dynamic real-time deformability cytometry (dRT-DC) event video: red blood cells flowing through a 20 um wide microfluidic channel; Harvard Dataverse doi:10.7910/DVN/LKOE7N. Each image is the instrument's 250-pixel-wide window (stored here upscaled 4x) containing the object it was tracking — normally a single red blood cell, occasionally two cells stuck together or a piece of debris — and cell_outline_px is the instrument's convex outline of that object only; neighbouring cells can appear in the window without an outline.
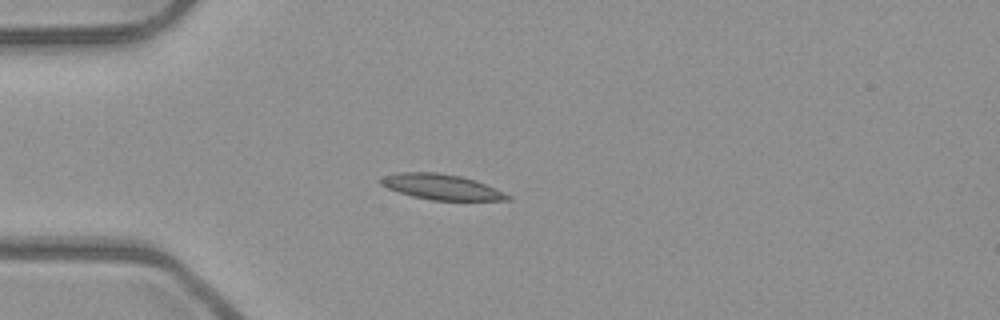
{"species": "common noctule bat (a hibernating species)", "species_latin": "Nyctalus noctula", "temperature_condition": "room temperature", "stored_images_in_passage": 5, "camera_frame_rate_fps": 3000, "um_per_image_px": 0.085, "animal": {"sex": "male", "body_mass_g": 23.1, "forearm_length_mm": 52.7}, "frame": {"image": 1, "passage_image": 5, "time_ms": 1.333, "image_size_px": [1000, 320], "cell_outline_px": [[512, 200], [432, 200], [412, 196], [388, 188], [380, 184], [380, 176], [400, 172], [436, 172], [460, 176], [476, 180], [496, 188], [512, 196]], "centroid_in_image_um": [37.54, 15.88], "position_along_channel_um": 47.5, "area_um2": 18.84}}